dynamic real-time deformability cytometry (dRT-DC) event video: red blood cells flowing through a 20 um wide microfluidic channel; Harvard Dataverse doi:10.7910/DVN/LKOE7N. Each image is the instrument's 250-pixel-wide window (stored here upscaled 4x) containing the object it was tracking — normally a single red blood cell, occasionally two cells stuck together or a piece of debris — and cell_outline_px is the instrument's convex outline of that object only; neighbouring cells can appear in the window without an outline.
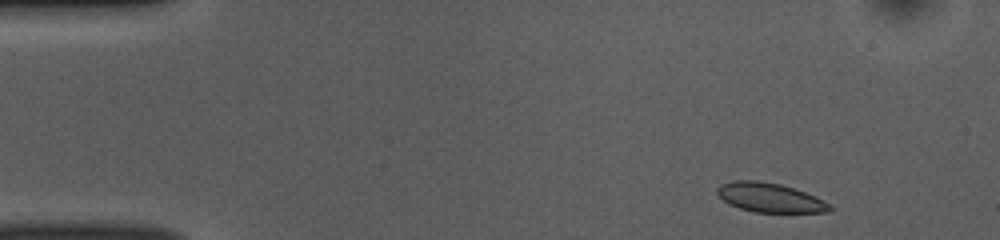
{"species": "common noctule bat (a hibernating species)", "species_latin": "Nyctalus noctula", "temperature_condition": "room temperature", "stored_images_in_passage": 48, "camera_frame_rate_fps": 3000, "um_per_image_px": 0.085, "animal": {"sex": "female", "body_mass_g": 10.0, "forearm_length_mm": 53.1}, "frame": {"image": 1, "passage_image": 2, "time_ms": 0.333, "image_size_px": [1000, 240], "cell_outline_px": [[832, 208], [828, 212], [756, 212], [740, 208], [728, 204], [716, 192], [716, 188], [720, 184], [732, 180], [756, 180], [780, 184], [816, 196], [832, 204]], "centroid_in_image_um": [65.43, 16.79], "position_along_channel_um": 19.6, "area_um2": 19.19}}
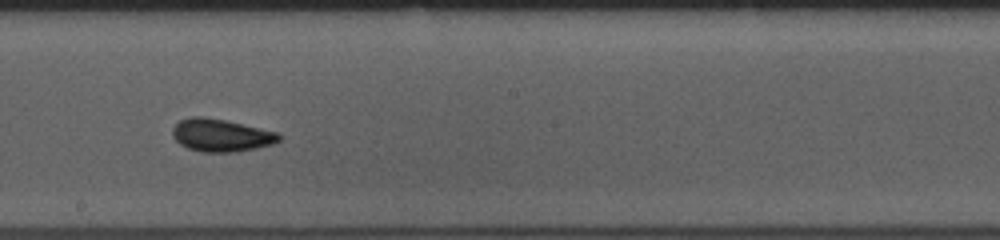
{"frame": {"image": 2, "passage_image": 25, "time_ms": 8.0, "image_size_px": [1000, 240], "cell_outline_px": [[280, 140], [272, 144], [256, 148], [236, 152], [200, 152], [188, 148], [180, 144], [172, 136], [172, 128], [180, 120], [192, 116], [204, 116], [228, 120], [280, 132]], "centroid_in_image_um": [18.8, 11.48], "position_along_channel_um": 229.4, "area_um2": 20.58}}
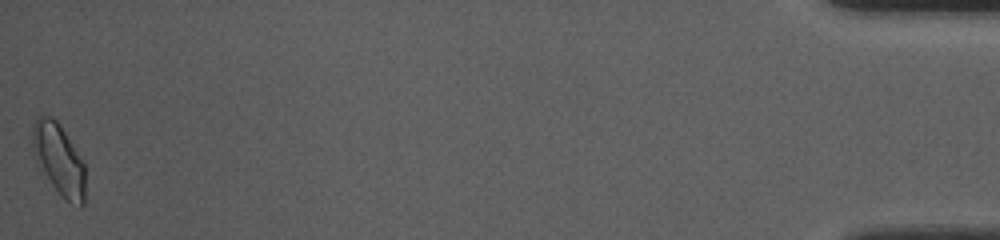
{"frame": {"image": 3, "passage_image": 48, "time_ms": 15.667, "image_size_px": [1000, 240], "cell_outline_px": [[84, 204], [80, 208], [64, 200], [36, 164], [32, 156], [32, 124], [36, 116], [48, 116], [56, 120], [60, 124], [84, 164]], "centroid_in_image_um": [4.96, 13.56], "position_along_channel_um": 430.2, "area_um2": 22.14}, "authors_computed_cell_mechanics": {"area_um2": 19.4208, "velocity_mm_per_s": 3.8453, "shape_relaxation_time_tau1_ms": 4.3892, "shape_relaxation_time_tau2_ms": 2.5917, "deformation_change_tau1": 0.0991, "deformation_change_tau2": 0.0596}}